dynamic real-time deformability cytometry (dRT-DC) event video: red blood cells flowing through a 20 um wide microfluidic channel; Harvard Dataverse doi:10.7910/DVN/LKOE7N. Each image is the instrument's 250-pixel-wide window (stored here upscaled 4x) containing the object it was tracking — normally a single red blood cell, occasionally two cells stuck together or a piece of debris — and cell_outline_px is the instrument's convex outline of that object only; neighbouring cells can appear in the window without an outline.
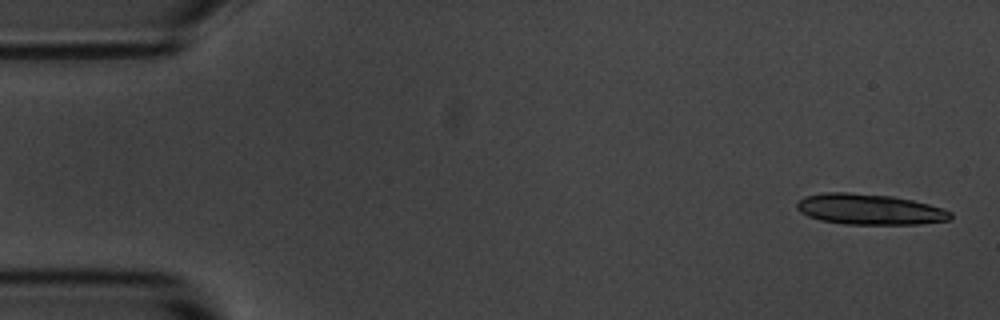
{"species": "common noctule bat (a hibernating species)", "species_latin": "Nyctalus noctula", "temperature_condition": "room temperature", "stored_images_in_passage": 5, "camera_frame_rate_fps": 3000, "um_per_image_px": 0.085, "animal": {"sex": "male", "body_mass_g": 20.1, "forearm_length_mm": 53.5}, "frame": {"image": 1, "passage_image": 1, "time_ms": 0.0, "image_size_px": [1000, 320], "cell_outline_px": [[952, 216], [948, 220], [920, 224], [844, 224], [820, 220], [808, 216], [800, 212], [796, 208], [796, 204], [804, 196], [824, 192], [848, 192], [892, 196], [912, 200], [928, 204], [952, 212]], "centroid_in_image_um": [73.87, 17.79], "position_along_channel_um": 11.1, "area_um2": 27.46}}